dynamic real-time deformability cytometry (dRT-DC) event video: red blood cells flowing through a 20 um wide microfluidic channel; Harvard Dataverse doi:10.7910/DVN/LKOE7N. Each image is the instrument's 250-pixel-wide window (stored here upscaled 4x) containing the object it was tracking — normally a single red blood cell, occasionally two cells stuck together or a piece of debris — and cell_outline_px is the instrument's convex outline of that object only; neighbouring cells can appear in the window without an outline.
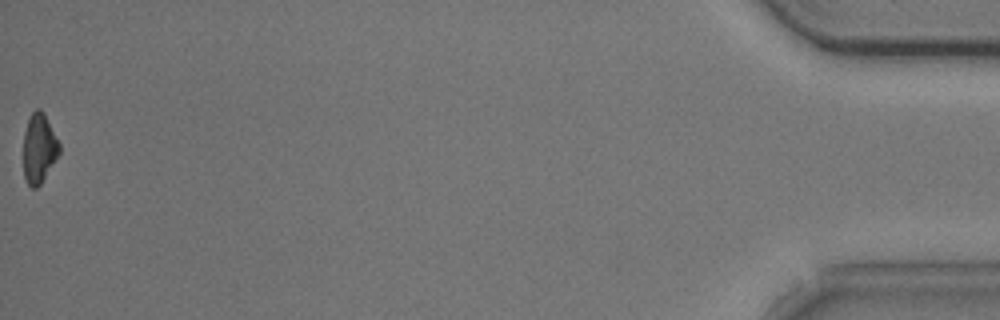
{"species": "common noctule bat (a hibernating species)", "species_latin": "Nyctalus noctula", "temperature_condition": "cold", "stored_images_in_passage": 39, "camera_frame_rate_fps": 3000, "um_per_image_px": 0.085, "animal": {"sex": "male", "body_mass_g": 20.5, "forearm_length_mm": 52.5}, "frame": {"image": 1, "passage_image": 39, "time_ms": 12.667, "image_size_px": [1000, 320], "cell_outline_px": [[60, 152], [40, 184], [36, 188], [32, 188], [28, 184], [24, 176], [24, 132], [28, 116], [36, 108], [40, 108], [44, 112], [60, 144]], "centroid_in_image_um": [3.31, 12.56], "position_along_channel_um": 431.9, "area_um2": 14.51}, "authors_computed_cell_mechanics": {"area_um2": 16.4152, "velocity_mm_per_s": 3.7426, "shape_relaxation_time_tau1_ms": 2.135, "shape_relaxation_time_tau2_ms": null, "deformation_change_tau1": 0.0981, "deformation_change_tau2": null}}